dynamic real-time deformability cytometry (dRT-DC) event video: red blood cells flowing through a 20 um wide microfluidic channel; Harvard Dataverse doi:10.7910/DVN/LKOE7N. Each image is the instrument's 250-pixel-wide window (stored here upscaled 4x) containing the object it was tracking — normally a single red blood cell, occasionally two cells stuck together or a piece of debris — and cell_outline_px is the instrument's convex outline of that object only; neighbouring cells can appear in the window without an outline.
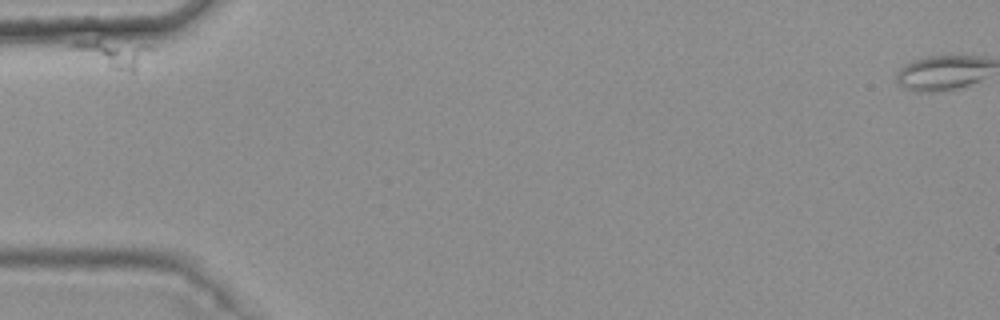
{"species": "common noctule bat (a hibernating species)", "species_latin": "Nyctalus noctula", "temperature_condition": "warm", "stored_images_in_passage": 9, "camera_frame_rate_fps": 3000, "um_per_image_px": 0.085, "animal": {"sex": "female", "body_mass_g": 25.1}, "frame": {"image": 1, "passage_image": 1, "time_ms": 0.0, "image_size_px": [1000, 320], "cell_outline_px": [[152, 48], [136, 72], [132, 76], [108, 68], [68, 48], [68, 44], [80, 40], [96, 40], [148, 44]], "centroid_in_image_um": [9.65, 4.59], "position_along_channel_um": 75.4, "area_um2": 12.95}}